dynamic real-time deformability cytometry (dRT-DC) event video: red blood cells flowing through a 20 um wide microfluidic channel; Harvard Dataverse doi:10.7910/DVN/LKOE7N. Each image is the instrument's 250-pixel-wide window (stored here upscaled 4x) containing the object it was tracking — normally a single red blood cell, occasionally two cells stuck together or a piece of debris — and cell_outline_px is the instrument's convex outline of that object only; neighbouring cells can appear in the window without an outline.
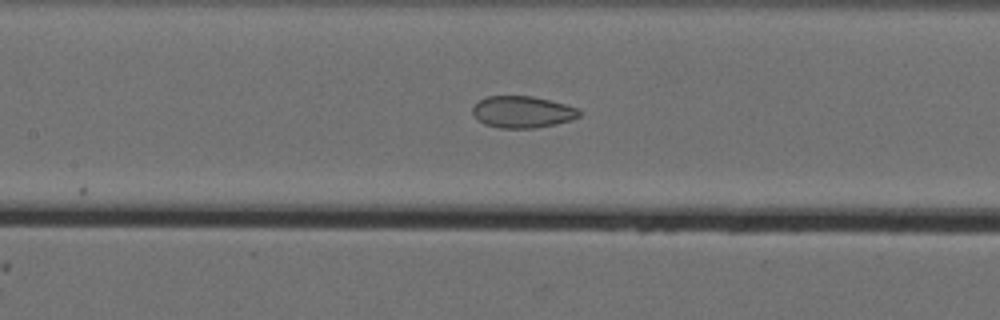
{"species": "Egyptian fruit bat (a non-hibernating species)", "species_latin": "Rousettus aegyptiacus", "temperature_condition": "cold", "stored_images_in_passage": 30, "camera_frame_rate_fps": 3000, "um_per_image_px": 0.085, "animal": {"sex": "female"}, "frame": {"image": 1, "passage_image": 16, "time_ms": 5.0, "image_size_px": [1000, 320], "cell_outline_px": [[580, 116], [572, 120], [556, 124], [536, 128], [500, 128], [484, 124], [476, 120], [472, 112], [472, 108], [480, 100], [488, 96], [532, 96], [580, 108]], "centroid_in_image_um": [44.41, 9.53], "position_along_channel_um": 163.0, "area_um2": 19.83}}
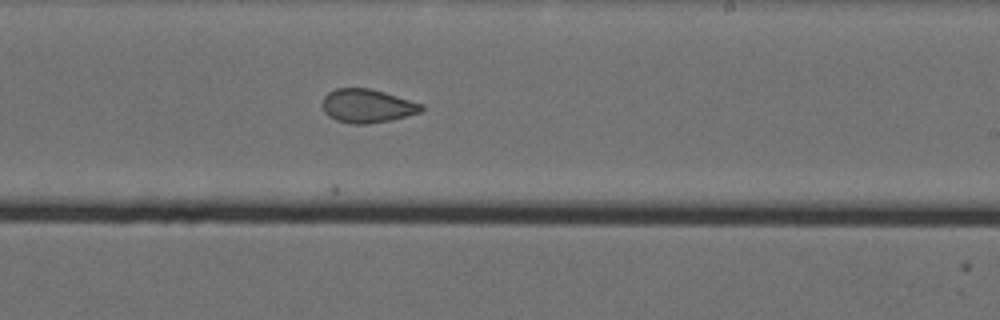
{"frame": {"image": 2, "passage_image": 24, "time_ms": 7.667, "image_size_px": [1000, 320], "cell_outline_px": [[424, 108], [420, 112], [392, 120], [368, 124], [352, 124], [336, 120], [328, 116], [324, 112], [320, 104], [324, 96], [328, 92], [336, 88], [368, 88], [384, 92], [424, 104]], "centroid_in_image_um": [31.18, 9.0], "position_along_channel_um": 257.8, "area_um2": 19.59}}
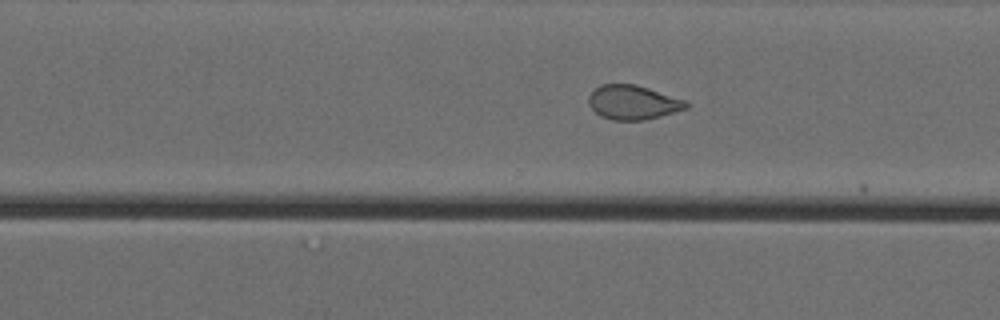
{"frame": {"image": 3, "passage_image": 29, "time_ms": 9.333, "image_size_px": [1000, 320], "cell_outline_px": [[688, 108], [660, 116], [644, 120], [612, 120], [600, 116], [588, 104], [588, 96], [600, 84], [636, 84], [688, 100]], "centroid_in_image_um": [53.82, 8.69], "position_along_channel_um": 316.8, "area_um2": 19.59}}